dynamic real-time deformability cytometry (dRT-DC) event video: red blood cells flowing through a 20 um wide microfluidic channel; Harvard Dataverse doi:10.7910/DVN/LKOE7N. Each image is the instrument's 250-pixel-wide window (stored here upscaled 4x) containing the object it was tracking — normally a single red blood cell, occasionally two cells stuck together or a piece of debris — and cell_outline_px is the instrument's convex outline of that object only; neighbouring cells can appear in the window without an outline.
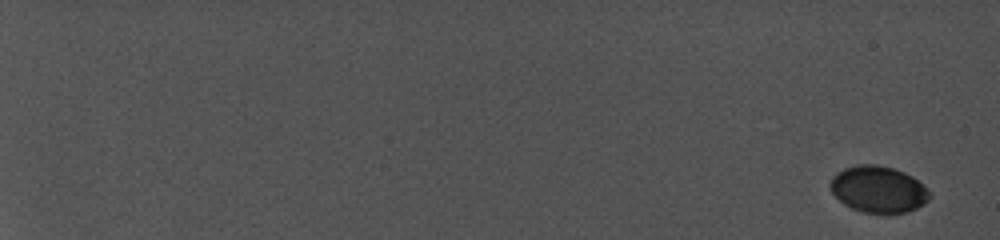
{"species": "common noctule bat (a hibernating species)", "species_latin": "Nyctalus noctula", "temperature_condition": "cold", "stored_images_in_passage": 11, "segment_of_instrument_passage": [1, 2], "camera_frame_rate_fps": 5000, "um_per_image_px": 0.085, "animal": {"sex": "female", "body_mass_g": 19.0, "forearm_length_mm": 56.7}, "frame": {"image": 1, "passage_image": 1, "time_ms": 0.0, "image_size_px": [1000, 240], "cell_outline_px": [[932, 196], [924, 204], [908, 212], [864, 212], [852, 208], [844, 204], [832, 192], [828, 184], [832, 176], [844, 168], [856, 164], [876, 164], [892, 168], [904, 172], [912, 176], [928, 188]], "centroid_in_image_um": [74.66, 16.07], "position_along_channel_um": 10.3, "area_um2": 26.93}}
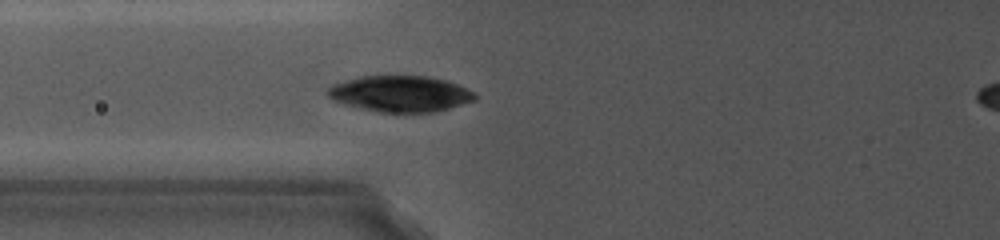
{"frame": {"image": 2, "passage_image": 10, "time_ms": 9.6, "image_size_px": [1000, 240], "cell_outline_px": [[476, 100], [436, 112], [396, 116], [356, 108], [340, 104], [332, 100], [328, 96], [328, 88], [336, 84], [364, 76], [420, 76], [444, 80], [456, 84], [472, 92], [476, 96]], "centroid_in_image_um": [34.0, 8.04], "position_along_channel_um": 91.8, "area_um2": 31.5}}